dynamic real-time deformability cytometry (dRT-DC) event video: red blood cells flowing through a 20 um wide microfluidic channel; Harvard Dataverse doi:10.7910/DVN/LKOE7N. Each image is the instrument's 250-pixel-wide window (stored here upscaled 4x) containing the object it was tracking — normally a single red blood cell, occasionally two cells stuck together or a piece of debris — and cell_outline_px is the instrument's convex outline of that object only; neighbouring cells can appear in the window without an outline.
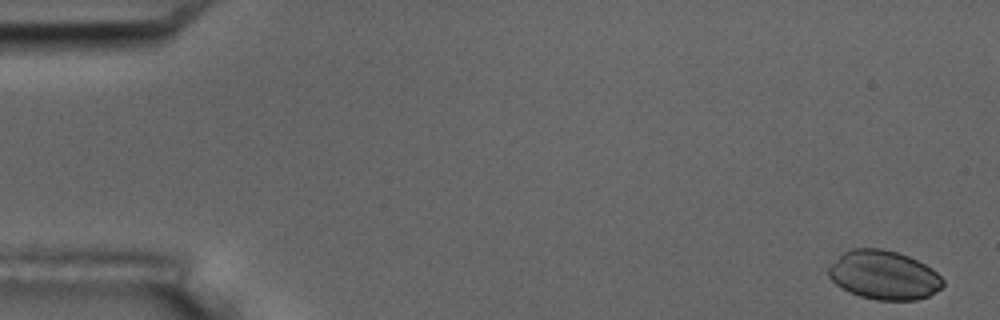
{"species": "common noctule bat (a hibernating species)", "species_latin": "Nyctalus noctula", "temperature_condition": "room temperature", "stored_images_in_passage": 5, "camera_frame_rate_fps": 3000, "um_per_image_px": 0.085, "animal": {"sex": "male", "body_mass_g": 17.5, "forearm_length_mm": 52.3}, "frame": {"image": 1, "passage_image": 1, "time_ms": 0.0, "image_size_px": [1000, 320], "cell_outline_px": [[944, 284], [940, 288], [928, 296], [916, 300], [876, 300], [860, 296], [848, 292], [840, 288], [828, 276], [828, 268], [844, 252], [852, 248], [884, 248], [900, 252], [932, 268], [944, 280]], "centroid_in_image_um": [75.12, 23.38], "position_along_channel_um": 9.9, "area_um2": 32.66}}